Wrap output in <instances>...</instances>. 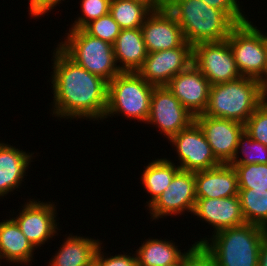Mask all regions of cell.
<instances>
[{
	"instance_id": "obj_1",
	"label": "cell",
	"mask_w": 267,
	"mask_h": 266,
	"mask_svg": "<svg viewBox=\"0 0 267 266\" xmlns=\"http://www.w3.org/2000/svg\"><path fill=\"white\" fill-rule=\"evenodd\" d=\"M53 58L52 115L70 120H104L108 82L76 64L58 46Z\"/></svg>"
},
{
	"instance_id": "obj_2",
	"label": "cell",
	"mask_w": 267,
	"mask_h": 266,
	"mask_svg": "<svg viewBox=\"0 0 267 266\" xmlns=\"http://www.w3.org/2000/svg\"><path fill=\"white\" fill-rule=\"evenodd\" d=\"M166 9L182 28L186 42H220L228 38L237 23L223 10L208 6L202 0H168Z\"/></svg>"
},
{
	"instance_id": "obj_3",
	"label": "cell",
	"mask_w": 267,
	"mask_h": 266,
	"mask_svg": "<svg viewBox=\"0 0 267 266\" xmlns=\"http://www.w3.org/2000/svg\"><path fill=\"white\" fill-rule=\"evenodd\" d=\"M266 237V229L245 223L212 233L211 238L195 244H202L212 254L216 266H258L260 246Z\"/></svg>"
},
{
	"instance_id": "obj_4",
	"label": "cell",
	"mask_w": 267,
	"mask_h": 266,
	"mask_svg": "<svg viewBox=\"0 0 267 266\" xmlns=\"http://www.w3.org/2000/svg\"><path fill=\"white\" fill-rule=\"evenodd\" d=\"M265 100L259 80L240 77L226 83L211 85L204 115L245 124Z\"/></svg>"
},
{
	"instance_id": "obj_5",
	"label": "cell",
	"mask_w": 267,
	"mask_h": 266,
	"mask_svg": "<svg viewBox=\"0 0 267 266\" xmlns=\"http://www.w3.org/2000/svg\"><path fill=\"white\" fill-rule=\"evenodd\" d=\"M58 47L76 64L108 83L121 71L116 63L113 45L87 34L83 29L69 28Z\"/></svg>"
},
{
	"instance_id": "obj_6",
	"label": "cell",
	"mask_w": 267,
	"mask_h": 266,
	"mask_svg": "<svg viewBox=\"0 0 267 266\" xmlns=\"http://www.w3.org/2000/svg\"><path fill=\"white\" fill-rule=\"evenodd\" d=\"M154 85L137 72H120L108 83L104 119L115 115L147 122Z\"/></svg>"
},
{
	"instance_id": "obj_7",
	"label": "cell",
	"mask_w": 267,
	"mask_h": 266,
	"mask_svg": "<svg viewBox=\"0 0 267 266\" xmlns=\"http://www.w3.org/2000/svg\"><path fill=\"white\" fill-rule=\"evenodd\" d=\"M247 20L237 24L226 39L242 77L259 80L265 67V34Z\"/></svg>"
},
{
	"instance_id": "obj_8",
	"label": "cell",
	"mask_w": 267,
	"mask_h": 266,
	"mask_svg": "<svg viewBox=\"0 0 267 266\" xmlns=\"http://www.w3.org/2000/svg\"><path fill=\"white\" fill-rule=\"evenodd\" d=\"M193 64L211 85L226 83L241 77L227 40L195 44Z\"/></svg>"
},
{
	"instance_id": "obj_9",
	"label": "cell",
	"mask_w": 267,
	"mask_h": 266,
	"mask_svg": "<svg viewBox=\"0 0 267 266\" xmlns=\"http://www.w3.org/2000/svg\"><path fill=\"white\" fill-rule=\"evenodd\" d=\"M169 141L176 149L180 170L198 172L221 165L195 121L172 136Z\"/></svg>"
},
{
	"instance_id": "obj_10",
	"label": "cell",
	"mask_w": 267,
	"mask_h": 266,
	"mask_svg": "<svg viewBox=\"0 0 267 266\" xmlns=\"http://www.w3.org/2000/svg\"><path fill=\"white\" fill-rule=\"evenodd\" d=\"M194 116L180 103L167 86H154L147 124L156 125L168 140L187 128Z\"/></svg>"
},
{
	"instance_id": "obj_11",
	"label": "cell",
	"mask_w": 267,
	"mask_h": 266,
	"mask_svg": "<svg viewBox=\"0 0 267 266\" xmlns=\"http://www.w3.org/2000/svg\"><path fill=\"white\" fill-rule=\"evenodd\" d=\"M193 63V46L184 42L180 47L148 53L137 73L154 86H166L169 81Z\"/></svg>"
},
{
	"instance_id": "obj_12",
	"label": "cell",
	"mask_w": 267,
	"mask_h": 266,
	"mask_svg": "<svg viewBox=\"0 0 267 266\" xmlns=\"http://www.w3.org/2000/svg\"><path fill=\"white\" fill-rule=\"evenodd\" d=\"M196 202L195 172L179 170L169 187L150 205L151 219L193 212Z\"/></svg>"
},
{
	"instance_id": "obj_13",
	"label": "cell",
	"mask_w": 267,
	"mask_h": 266,
	"mask_svg": "<svg viewBox=\"0 0 267 266\" xmlns=\"http://www.w3.org/2000/svg\"><path fill=\"white\" fill-rule=\"evenodd\" d=\"M29 201V202H28ZM13 219L35 249L48 242L57 233V209L54 202L29 199ZM38 201V202H37Z\"/></svg>"
},
{
	"instance_id": "obj_14",
	"label": "cell",
	"mask_w": 267,
	"mask_h": 266,
	"mask_svg": "<svg viewBox=\"0 0 267 266\" xmlns=\"http://www.w3.org/2000/svg\"><path fill=\"white\" fill-rule=\"evenodd\" d=\"M194 121L203 131L216 159L221 164H229L235 155L244 124L204 114L194 117Z\"/></svg>"
},
{
	"instance_id": "obj_15",
	"label": "cell",
	"mask_w": 267,
	"mask_h": 266,
	"mask_svg": "<svg viewBox=\"0 0 267 266\" xmlns=\"http://www.w3.org/2000/svg\"><path fill=\"white\" fill-rule=\"evenodd\" d=\"M166 86L194 117L205 112L211 84L193 63Z\"/></svg>"
},
{
	"instance_id": "obj_16",
	"label": "cell",
	"mask_w": 267,
	"mask_h": 266,
	"mask_svg": "<svg viewBox=\"0 0 267 266\" xmlns=\"http://www.w3.org/2000/svg\"><path fill=\"white\" fill-rule=\"evenodd\" d=\"M141 31L148 53L180 47L185 42L182 28L166 7L152 11Z\"/></svg>"
},
{
	"instance_id": "obj_17",
	"label": "cell",
	"mask_w": 267,
	"mask_h": 266,
	"mask_svg": "<svg viewBox=\"0 0 267 266\" xmlns=\"http://www.w3.org/2000/svg\"><path fill=\"white\" fill-rule=\"evenodd\" d=\"M193 216L207 222L213 233L224 229L239 227L246 223L238 196L218 199H196Z\"/></svg>"
},
{
	"instance_id": "obj_18",
	"label": "cell",
	"mask_w": 267,
	"mask_h": 266,
	"mask_svg": "<svg viewBox=\"0 0 267 266\" xmlns=\"http://www.w3.org/2000/svg\"><path fill=\"white\" fill-rule=\"evenodd\" d=\"M196 199H218L238 196V176L233 166L221 164L195 172Z\"/></svg>"
},
{
	"instance_id": "obj_19",
	"label": "cell",
	"mask_w": 267,
	"mask_h": 266,
	"mask_svg": "<svg viewBox=\"0 0 267 266\" xmlns=\"http://www.w3.org/2000/svg\"><path fill=\"white\" fill-rule=\"evenodd\" d=\"M33 154L0 142V197L21 187Z\"/></svg>"
},
{
	"instance_id": "obj_20",
	"label": "cell",
	"mask_w": 267,
	"mask_h": 266,
	"mask_svg": "<svg viewBox=\"0 0 267 266\" xmlns=\"http://www.w3.org/2000/svg\"><path fill=\"white\" fill-rule=\"evenodd\" d=\"M35 248L12 218L0 222V262L28 265L33 260Z\"/></svg>"
},
{
	"instance_id": "obj_21",
	"label": "cell",
	"mask_w": 267,
	"mask_h": 266,
	"mask_svg": "<svg viewBox=\"0 0 267 266\" xmlns=\"http://www.w3.org/2000/svg\"><path fill=\"white\" fill-rule=\"evenodd\" d=\"M113 51L121 72H137L148 55L141 28L121 29Z\"/></svg>"
},
{
	"instance_id": "obj_22",
	"label": "cell",
	"mask_w": 267,
	"mask_h": 266,
	"mask_svg": "<svg viewBox=\"0 0 267 266\" xmlns=\"http://www.w3.org/2000/svg\"><path fill=\"white\" fill-rule=\"evenodd\" d=\"M48 266H89L102 244L99 239L69 234Z\"/></svg>"
},
{
	"instance_id": "obj_23",
	"label": "cell",
	"mask_w": 267,
	"mask_h": 266,
	"mask_svg": "<svg viewBox=\"0 0 267 266\" xmlns=\"http://www.w3.org/2000/svg\"><path fill=\"white\" fill-rule=\"evenodd\" d=\"M180 170L172 160L155 158L145 166L141 181L151 199L146 202L147 208L169 187L175 174Z\"/></svg>"
},
{
	"instance_id": "obj_24",
	"label": "cell",
	"mask_w": 267,
	"mask_h": 266,
	"mask_svg": "<svg viewBox=\"0 0 267 266\" xmlns=\"http://www.w3.org/2000/svg\"><path fill=\"white\" fill-rule=\"evenodd\" d=\"M135 251L138 266H166L177 263L185 254L175 246V242L166 239H146Z\"/></svg>"
},
{
	"instance_id": "obj_25",
	"label": "cell",
	"mask_w": 267,
	"mask_h": 266,
	"mask_svg": "<svg viewBox=\"0 0 267 266\" xmlns=\"http://www.w3.org/2000/svg\"><path fill=\"white\" fill-rule=\"evenodd\" d=\"M152 11L143 3L133 0H111L109 13L121 29L141 28Z\"/></svg>"
},
{
	"instance_id": "obj_26",
	"label": "cell",
	"mask_w": 267,
	"mask_h": 266,
	"mask_svg": "<svg viewBox=\"0 0 267 266\" xmlns=\"http://www.w3.org/2000/svg\"><path fill=\"white\" fill-rule=\"evenodd\" d=\"M238 197L246 223L267 230V191L239 189Z\"/></svg>"
},
{
	"instance_id": "obj_27",
	"label": "cell",
	"mask_w": 267,
	"mask_h": 266,
	"mask_svg": "<svg viewBox=\"0 0 267 266\" xmlns=\"http://www.w3.org/2000/svg\"><path fill=\"white\" fill-rule=\"evenodd\" d=\"M239 153L243 157H239ZM246 164H267V146L253 140L246 131H243L239 136L235 155L229 165L234 167Z\"/></svg>"
},
{
	"instance_id": "obj_28",
	"label": "cell",
	"mask_w": 267,
	"mask_h": 266,
	"mask_svg": "<svg viewBox=\"0 0 267 266\" xmlns=\"http://www.w3.org/2000/svg\"><path fill=\"white\" fill-rule=\"evenodd\" d=\"M239 189L267 191V164L235 165Z\"/></svg>"
},
{
	"instance_id": "obj_29",
	"label": "cell",
	"mask_w": 267,
	"mask_h": 266,
	"mask_svg": "<svg viewBox=\"0 0 267 266\" xmlns=\"http://www.w3.org/2000/svg\"><path fill=\"white\" fill-rule=\"evenodd\" d=\"M87 34L99 38L110 44H114L121 28L110 13L93 20L82 28Z\"/></svg>"
},
{
	"instance_id": "obj_30",
	"label": "cell",
	"mask_w": 267,
	"mask_h": 266,
	"mask_svg": "<svg viewBox=\"0 0 267 266\" xmlns=\"http://www.w3.org/2000/svg\"><path fill=\"white\" fill-rule=\"evenodd\" d=\"M244 131L267 146V100L265 99L244 124Z\"/></svg>"
},
{
	"instance_id": "obj_31",
	"label": "cell",
	"mask_w": 267,
	"mask_h": 266,
	"mask_svg": "<svg viewBox=\"0 0 267 266\" xmlns=\"http://www.w3.org/2000/svg\"><path fill=\"white\" fill-rule=\"evenodd\" d=\"M111 0H81V15L71 24L73 29H82L89 22L109 13Z\"/></svg>"
},
{
	"instance_id": "obj_32",
	"label": "cell",
	"mask_w": 267,
	"mask_h": 266,
	"mask_svg": "<svg viewBox=\"0 0 267 266\" xmlns=\"http://www.w3.org/2000/svg\"><path fill=\"white\" fill-rule=\"evenodd\" d=\"M181 266H216L212 254L202 244H192L181 258Z\"/></svg>"
},
{
	"instance_id": "obj_33",
	"label": "cell",
	"mask_w": 267,
	"mask_h": 266,
	"mask_svg": "<svg viewBox=\"0 0 267 266\" xmlns=\"http://www.w3.org/2000/svg\"><path fill=\"white\" fill-rule=\"evenodd\" d=\"M208 6L225 11L237 24L247 21L238 0H202ZM238 2V3H237ZM244 13V14H243Z\"/></svg>"
},
{
	"instance_id": "obj_34",
	"label": "cell",
	"mask_w": 267,
	"mask_h": 266,
	"mask_svg": "<svg viewBox=\"0 0 267 266\" xmlns=\"http://www.w3.org/2000/svg\"><path fill=\"white\" fill-rule=\"evenodd\" d=\"M102 248L103 247L100 245L95 255L94 262L98 266H138L136 253L133 255L131 253L128 255L127 253L118 255L115 254L114 256L106 257L104 256V251L101 252V250H103Z\"/></svg>"
},
{
	"instance_id": "obj_35",
	"label": "cell",
	"mask_w": 267,
	"mask_h": 266,
	"mask_svg": "<svg viewBox=\"0 0 267 266\" xmlns=\"http://www.w3.org/2000/svg\"><path fill=\"white\" fill-rule=\"evenodd\" d=\"M64 0H36L31 6L28 12L30 16L33 17H41L45 15L47 12H51L52 9H54L57 4H60Z\"/></svg>"
},
{
	"instance_id": "obj_36",
	"label": "cell",
	"mask_w": 267,
	"mask_h": 266,
	"mask_svg": "<svg viewBox=\"0 0 267 266\" xmlns=\"http://www.w3.org/2000/svg\"><path fill=\"white\" fill-rule=\"evenodd\" d=\"M145 4L151 11L159 10L165 7L162 0H133Z\"/></svg>"
},
{
	"instance_id": "obj_37",
	"label": "cell",
	"mask_w": 267,
	"mask_h": 266,
	"mask_svg": "<svg viewBox=\"0 0 267 266\" xmlns=\"http://www.w3.org/2000/svg\"><path fill=\"white\" fill-rule=\"evenodd\" d=\"M258 266H267V237L260 246Z\"/></svg>"
},
{
	"instance_id": "obj_38",
	"label": "cell",
	"mask_w": 267,
	"mask_h": 266,
	"mask_svg": "<svg viewBox=\"0 0 267 266\" xmlns=\"http://www.w3.org/2000/svg\"><path fill=\"white\" fill-rule=\"evenodd\" d=\"M263 91L267 92V33H265V67L263 76L259 79Z\"/></svg>"
},
{
	"instance_id": "obj_39",
	"label": "cell",
	"mask_w": 267,
	"mask_h": 266,
	"mask_svg": "<svg viewBox=\"0 0 267 266\" xmlns=\"http://www.w3.org/2000/svg\"><path fill=\"white\" fill-rule=\"evenodd\" d=\"M166 266H181V259L177 263H173V264L166 265Z\"/></svg>"
},
{
	"instance_id": "obj_40",
	"label": "cell",
	"mask_w": 267,
	"mask_h": 266,
	"mask_svg": "<svg viewBox=\"0 0 267 266\" xmlns=\"http://www.w3.org/2000/svg\"><path fill=\"white\" fill-rule=\"evenodd\" d=\"M36 0H29V6H31Z\"/></svg>"
},
{
	"instance_id": "obj_41",
	"label": "cell",
	"mask_w": 267,
	"mask_h": 266,
	"mask_svg": "<svg viewBox=\"0 0 267 266\" xmlns=\"http://www.w3.org/2000/svg\"><path fill=\"white\" fill-rule=\"evenodd\" d=\"M89 266H98L95 262H93L92 264H90Z\"/></svg>"
}]
</instances>
